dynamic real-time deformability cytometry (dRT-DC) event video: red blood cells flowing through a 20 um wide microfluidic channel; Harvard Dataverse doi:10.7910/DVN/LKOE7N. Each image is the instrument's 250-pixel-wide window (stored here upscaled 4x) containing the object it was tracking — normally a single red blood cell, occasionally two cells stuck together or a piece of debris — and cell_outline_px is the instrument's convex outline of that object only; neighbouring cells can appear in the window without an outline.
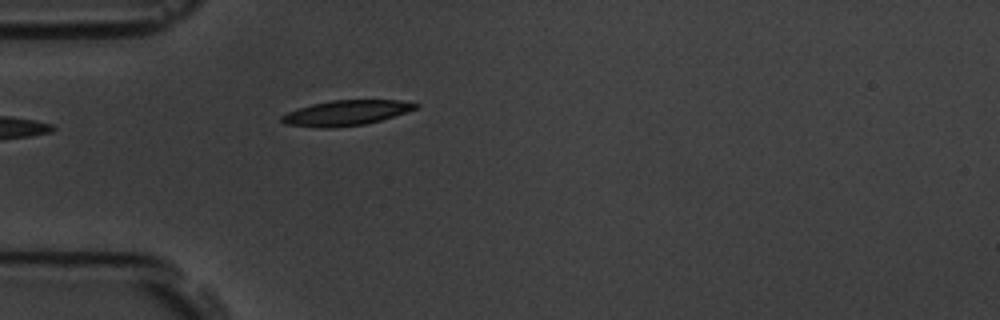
{"species": "common noctule bat (a hibernating species)", "species_latin": "Nyctalus noctula", "temperature_condition": "room temperature", "stored_images_in_passage": 4, "camera_frame_rate_fps": 3000, "um_per_image_px": 0.085, "animal": {"sex": "male", "body_mass_g": 19.5, "forearm_length_mm": 54.6}, "frame": {"image": 1, "passage_image": 4, "time_ms": 4.0, "image_size_px": [1000, 320], "cell_outline_px": [[420, 104], [416, 108], [380, 120], [364, 124], [332, 128], [320, 128], [284, 124], [280, 120], [280, 116], [288, 112], [312, 104], [332, 100], [400, 100]], "centroid_in_image_um": [29.36, 9.6], "position_along_channel_um": 55.6, "area_um2": 19.42}}